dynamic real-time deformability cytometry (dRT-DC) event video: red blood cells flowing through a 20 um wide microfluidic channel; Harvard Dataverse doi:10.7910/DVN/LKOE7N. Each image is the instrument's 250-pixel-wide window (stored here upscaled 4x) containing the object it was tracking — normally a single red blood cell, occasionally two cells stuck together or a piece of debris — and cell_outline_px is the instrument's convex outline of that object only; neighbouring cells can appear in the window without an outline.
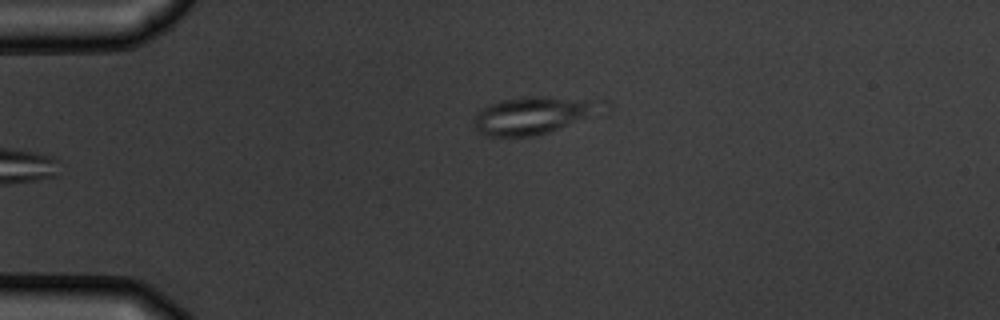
{"species": "common noctule bat (a hibernating species)", "species_latin": "Nyctalus noctula", "temperature_condition": "warm", "stored_images_in_passage": 4, "camera_frame_rate_fps": 3000, "um_per_image_px": 0.085, "animal": {"sex": "male", "body_mass_g": 19.5, "forearm_length_mm": 54.6}, "frame": {"image": 1, "passage_image": 4, "time_ms": 3.333, "image_size_px": [1000, 320], "cell_outline_px": [[612, 104], [608, 116], [548, 132], [532, 136], [484, 136], [476, 132], [472, 120], [488, 104], [500, 100], [528, 96], [548, 96], [608, 100]], "centroid_in_image_um": [45.67, 9.78], "position_along_channel_um": 39.3, "area_um2": 30.06}}